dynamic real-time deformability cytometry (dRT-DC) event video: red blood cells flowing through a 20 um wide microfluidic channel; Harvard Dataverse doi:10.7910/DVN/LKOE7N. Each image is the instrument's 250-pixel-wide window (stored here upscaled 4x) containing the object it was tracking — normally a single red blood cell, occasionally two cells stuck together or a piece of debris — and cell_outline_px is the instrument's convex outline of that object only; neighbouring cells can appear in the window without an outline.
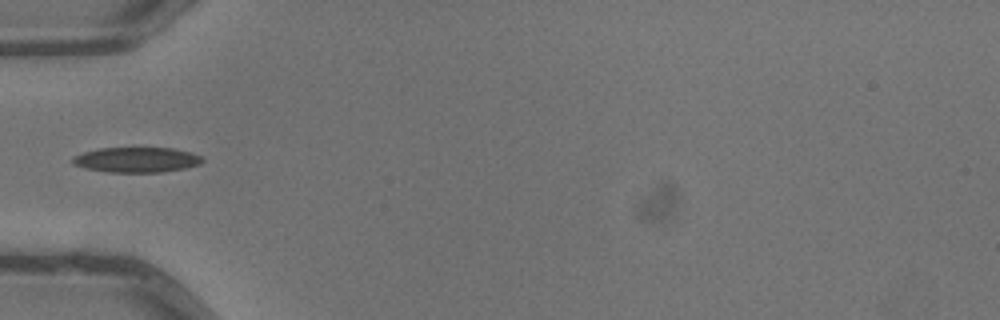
{"species": "common noctule bat (a hibernating species)", "species_latin": "Nyctalus noctula", "temperature_condition": "warm", "stored_images_in_passage": 1, "camera_frame_rate_fps": 3000, "um_per_image_px": 0.085, "animal": {"sex": "male", "body_mass_g": 13.3}, "frame": {"image": 1, "passage_image": 1, "time_ms": 0.0, "image_size_px": [1000, 320], "cell_outline_px": [[204, 160], [200, 164], [184, 168], [160, 172], [108, 172], [88, 168], [72, 164], [72, 156], [84, 152], [100, 148], [172, 148], [192, 152], [200, 156]], "centroid_in_image_um": [11.61, 13.57], "position_along_channel_um": 73.4, "area_um2": 18.9}}